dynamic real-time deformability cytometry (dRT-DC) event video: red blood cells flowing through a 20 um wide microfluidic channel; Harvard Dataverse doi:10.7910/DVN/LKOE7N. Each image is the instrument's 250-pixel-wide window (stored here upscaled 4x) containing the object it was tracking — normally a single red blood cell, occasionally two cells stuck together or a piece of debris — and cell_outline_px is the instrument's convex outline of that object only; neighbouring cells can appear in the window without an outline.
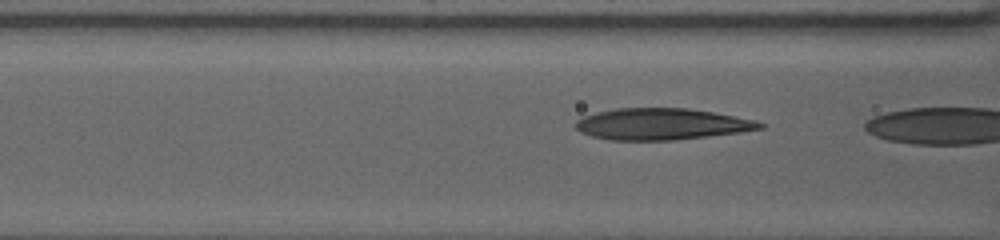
{"species": "human", "species_latin": "Homo sapiens", "temperature_condition": "warm", "stored_images_in_passage": 25, "segment_of_instrument_passage": [2, 2], "camera_frame_rate_fps": 3000, "um_per_image_px": 0.085, "donor": {"sex": "female"}, "frame": {"image": 1, "passage_image": 24, "time_ms": 10.0, "image_size_px": [1000, 240], "cell_outline_px": [[764, 128], [740, 132], [672, 140], [608, 140], [592, 136], [580, 132], [576, 128], [576, 120], [584, 116], [596, 112], [616, 108], [688, 108], [712, 112], [752, 120], [764, 124]], "centroid_in_image_um": [56.17, 10.54], "position_along_channel_um": 110.4, "area_um2": 33.47}}